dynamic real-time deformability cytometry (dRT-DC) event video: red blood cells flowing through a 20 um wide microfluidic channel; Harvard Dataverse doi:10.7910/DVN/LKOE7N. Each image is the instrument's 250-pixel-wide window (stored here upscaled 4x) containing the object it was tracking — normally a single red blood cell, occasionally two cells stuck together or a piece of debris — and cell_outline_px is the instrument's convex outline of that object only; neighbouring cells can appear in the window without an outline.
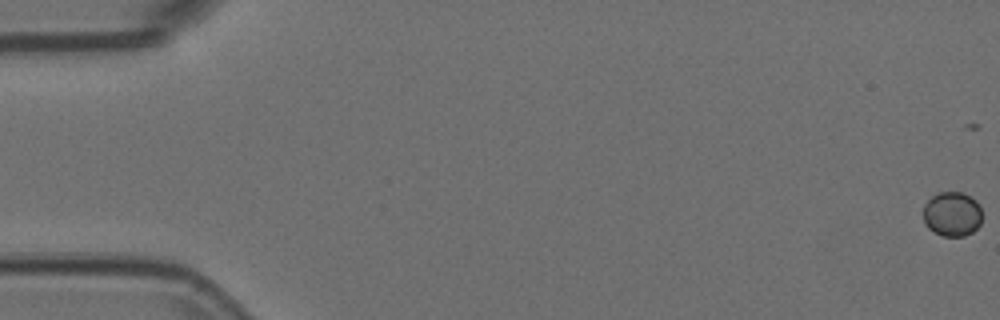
{"species": "Egyptian fruit bat (a non-hibernating species)", "species_latin": "Rousettus aegyptiacus", "temperature_condition": "room temperature", "stored_images_in_passage": 21, "camera_frame_rate_fps": 3000, "um_per_image_px": 0.085, "animal": {"sex": "female"}, "frame": {"image": 1, "passage_image": 1, "time_ms": 0.0, "image_size_px": [1000, 320], "cell_outline_px": [[980, 224], [972, 232], [964, 236], [944, 236], [928, 228], [924, 224], [924, 204], [932, 196], [940, 192], [964, 192], [976, 200], [980, 204]], "centroid_in_image_um": [80.93, 18.18], "position_along_channel_um": 4.1, "area_um2": 15.26}}
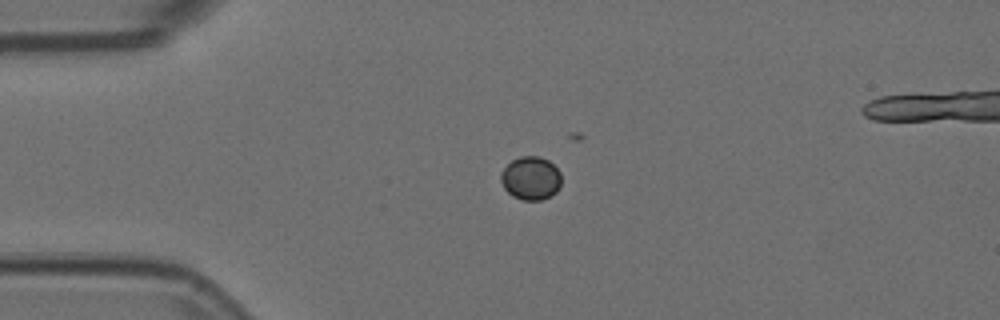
{"frame": {"image": 2, "passage_image": 15, "time_ms": 4.667, "image_size_px": [1000, 320], "cell_outline_px": [[560, 188], [556, 192], [540, 200], [524, 200], [512, 196], [504, 188], [500, 180], [500, 172], [512, 160], [520, 156], [540, 156], [548, 160], [560, 172]], "centroid_in_image_um": [45.1, 15.14], "position_along_channel_um": 39.9, "area_um2": 15.26}}
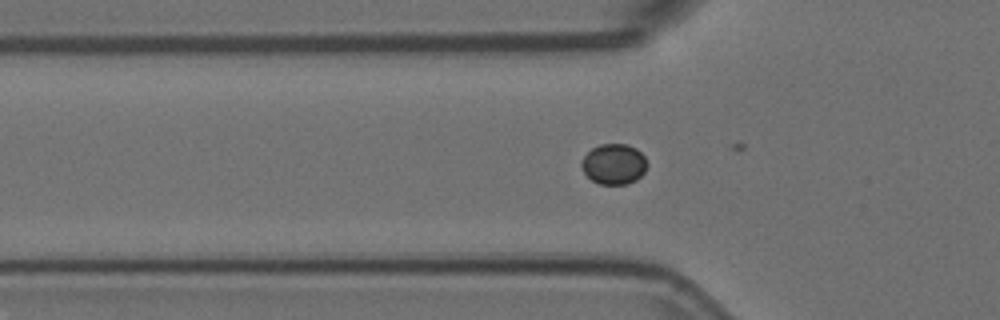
{"frame": {"image": 3, "passage_image": 20, "time_ms": 6.333, "image_size_px": [1000, 320], "cell_outline_px": [[648, 164], [644, 172], [636, 180], [628, 184], [600, 184], [592, 180], [580, 168], [580, 160], [592, 148], [600, 144], [628, 144], [636, 148], [644, 156]], "centroid_in_image_um": [52.17, 13.94], "position_along_channel_um": 73.6, "area_um2": 15.61}}